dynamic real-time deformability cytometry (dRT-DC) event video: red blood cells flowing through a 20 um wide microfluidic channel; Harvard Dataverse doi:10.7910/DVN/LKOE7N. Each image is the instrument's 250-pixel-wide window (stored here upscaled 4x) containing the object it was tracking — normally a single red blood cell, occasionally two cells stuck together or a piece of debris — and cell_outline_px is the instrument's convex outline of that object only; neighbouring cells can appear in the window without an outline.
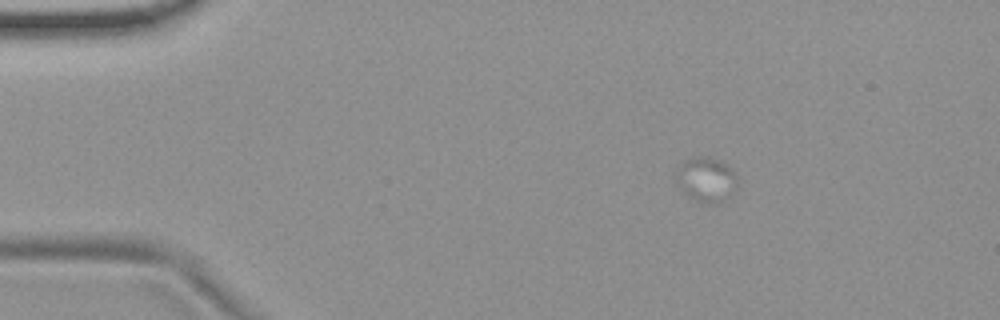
{"species": "common noctule bat (a hibernating species)", "species_latin": "Nyctalus noctula", "temperature_condition": "room temperature", "stored_images_in_passage": 19, "camera_frame_rate_fps": 3000, "um_per_image_px": 0.085, "animal": {"sex": "female", "body_mass_g": 19.9}, "frame": {"image": 1, "passage_image": 9, "time_ms": 2.667, "image_size_px": [1000, 320], "cell_outline_px": [[732, 176], [728, 196], [720, 204], [708, 204], [696, 200], [688, 196], [680, 184], [676, 172], [680, 164], [688, 160], [700, 156], [708, 156], [724, 164], [732, 172]], "centroid_in_image_um": [59.94, 15.27], "position_along_channel_um": 25.1, "area_um2": 14.57}}
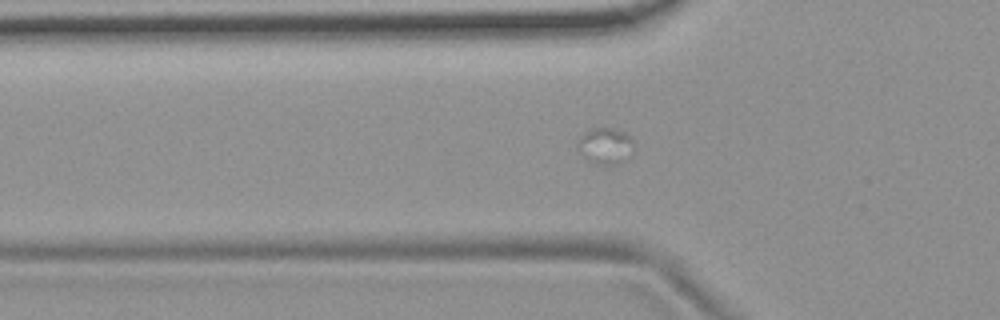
{"frame": {"image": 2, "passage_image": 19, "time_ms": 6.0, "image_size_px": [1000, 320], "cell_outline_px": [[632, 140], [620, 160], [612, 164], [596, 164], [588, 160], [580, 152], [576, 144], [580, 136], [592, 128], [612, 128], [624, 132]], "centroid_in_image_um": [51.3, 12.35], "position_along_channel_um": 74.5, "area_um2": 10.87}}